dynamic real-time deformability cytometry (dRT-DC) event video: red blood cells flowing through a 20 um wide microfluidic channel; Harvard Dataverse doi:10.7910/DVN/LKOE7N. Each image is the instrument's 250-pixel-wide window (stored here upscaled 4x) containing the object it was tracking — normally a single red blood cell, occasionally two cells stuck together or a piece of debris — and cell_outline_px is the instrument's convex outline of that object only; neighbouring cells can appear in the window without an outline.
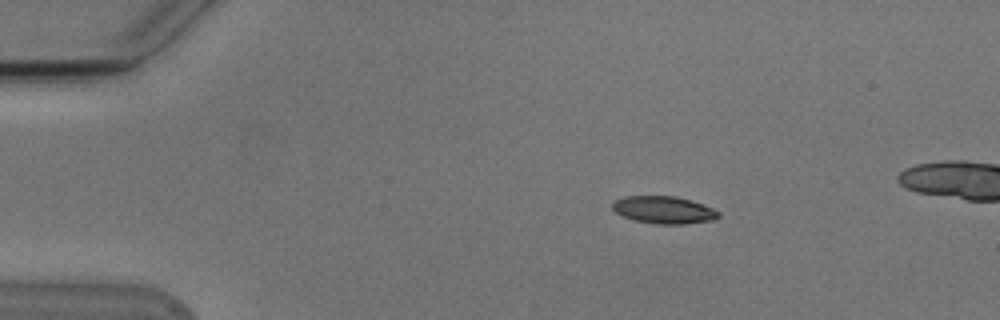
{"species": "Egyptian fruit bat (a non-hibernating species)", "species_latin": "Rousettus aegyptiacus", "temperature_condition": "cold", "stored_images_in_passage": 3, "camera_frame_rate_fps": 3000, "um_per_image_px": 0.085, "animal": {"sex": "male"}, "frame": {"image": 1, "passage_image": 1, "time_ms": 0.0, "image_size_px": [1000, 320], "cell_outline_px": [[720, 216], [712, 220], [684, 224], [656, 224], [636, 220], [624, 216], [616, 212], [612, 208], [612, 204], [616, 200], [624, 196], [676, 196], [692, 200], [712, 208], [720, 212]], "centroid_in_image_um": [56.44, 17.83], "position_along_channel_um": 28.6, "area_um2": 16.82}}